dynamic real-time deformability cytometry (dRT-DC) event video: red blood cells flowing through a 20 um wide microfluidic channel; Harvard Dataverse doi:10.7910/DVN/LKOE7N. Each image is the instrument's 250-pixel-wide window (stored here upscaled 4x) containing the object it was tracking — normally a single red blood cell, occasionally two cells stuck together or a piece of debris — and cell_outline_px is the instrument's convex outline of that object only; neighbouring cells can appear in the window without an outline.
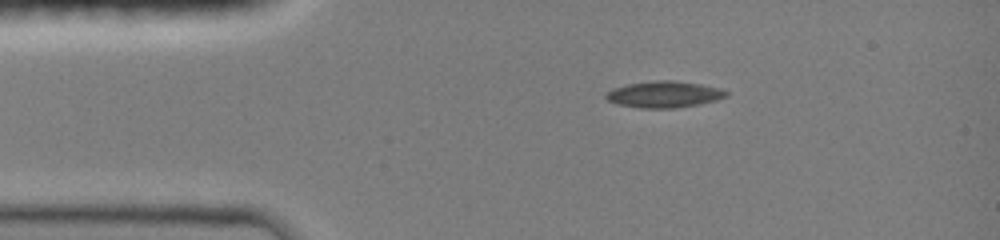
{"species": "common noctule bat (a hibernating species)", "species_latin": "Nyctalus noctula", "temperature_condition": "room temperature", "stored_images_in_passage": 40, "camera_frame_rate_fps": 3000, "um_per_image_px": 0.085, "animal": {"sex": "female", "body_mass_g": 19.0, "forearm_length_mm": 51.5}, "frame": {"image": 1, "passage_image": 1, "time_ms": 0.0, "image_size_px": [1000, 240], "cell_outline_px": [[728, 96], [716, 100], [700, 104], [676, 108], [640, 108], [616, 104], [608, 100], [604, 96], [612, 88], [628, 84], [656, 80], [672, 80], [700, 84], [720, 88], [728, 92]], "centroid_in_image_um": [56.45, 8.02], "position_along_channel_um": 28.6, "area_um2": 18.55}}
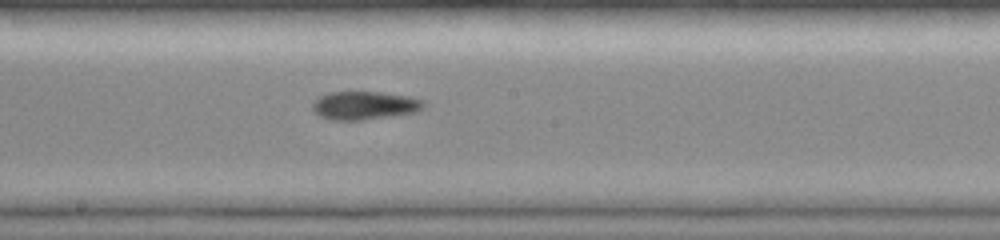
{"frame": {"image": 2, "passage_image": 18, "time_ms": 5.667, "image_size_px": [1000, 240], "cell_outline_px": [[424, 108], [416, 112], [392, 116], [364, 120], [332, 120], [320, 116], [312, 108], [312, 104], [320, 96], [328, 92], [380, 92], [408, 96], [424, 100]], "centroid_in_image_um": [31.0, 8.97], "position_along_channel_um": 217.2, "area_um2": 18.32}}
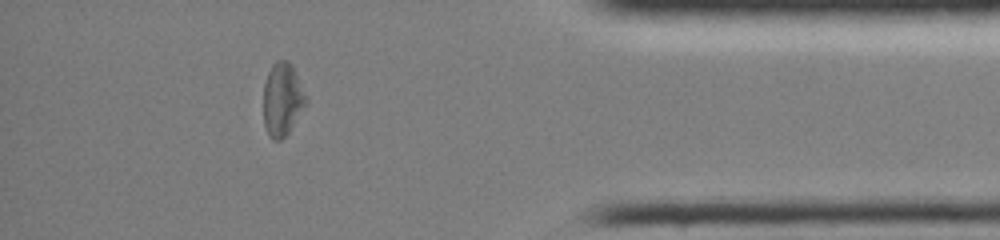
{"frame": {"image": 3, "passage_image": 34, "time_ms": 11.0, "image_size_px": [1000, 240], "cell_outline_px": [[308, 104], [288, 132], [280, 140], [272, 140], [268, 136], [264, 124], [264, 84], [268, 72], [272, 64], [276, 60], [288, 60], [292, 64], [308, 100]], "centroid_in_image_um": [24.01, 8.44], "position_along_channel_um": 411.2, "area_um2": 18.26}}